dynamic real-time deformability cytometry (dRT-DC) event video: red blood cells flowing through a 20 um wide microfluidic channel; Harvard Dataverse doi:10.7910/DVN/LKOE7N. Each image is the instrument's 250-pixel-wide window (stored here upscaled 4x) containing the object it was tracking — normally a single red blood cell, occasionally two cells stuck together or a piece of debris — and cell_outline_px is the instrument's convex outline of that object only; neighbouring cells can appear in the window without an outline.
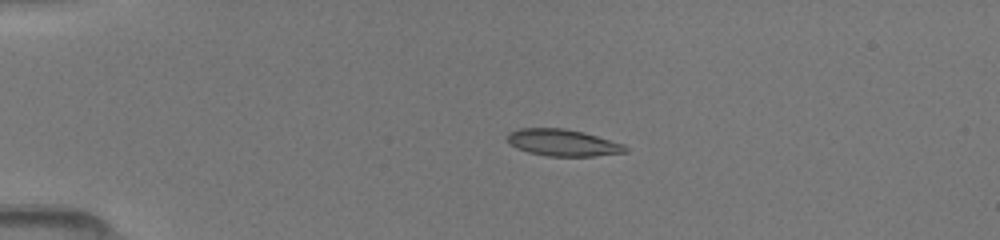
{"species": "common noctule bat (a hibernating species)", "species_latin": "Nyctalus noctula", "temperature_condition": "room temperature", "stored_images_in_passage": 9, "camera_frame_rate_fps": 3000, "um_per_image_px": 0.085, "animal": {"sex": "female", "body_mass_g": 19.5, "forearm_length_mm": 54.1}, "frame": {"image": 1, "passage_image": 6, "time_ms": 3.667, "image_size_px": [1000, 240], "cell_outline_px": [[628, 152], [592, 156], [548, 156], [528, 152], [516, 148], [508, 144], [508, 132], [520, 128], [564, 128], [584, 132], [624, 144], [628, 148]], "centroid_in_image_um": [47.83, 12.12], "position_along_channel_um": 37.2, "area_um2": 18.5}}
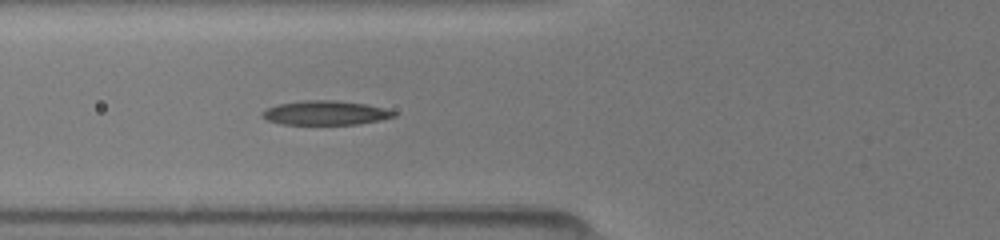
{"frame": {"image": 2, "passage_image": 9, "time_ms": 6.333, "image_size_px": [1000, 240], "cell_outline_px": [[396, 116], [380, 120], [360, 124], [280, 124], [268, 120], [260, 116], [260, 112], [276, 104], [300, 100], [336, 100], [364, 104], [384, 108], [396, 112]], "centroid_in_image_um": [27.62, 9.59], "position_along_channel_um": 98.2, "area_um2": 18.67}}